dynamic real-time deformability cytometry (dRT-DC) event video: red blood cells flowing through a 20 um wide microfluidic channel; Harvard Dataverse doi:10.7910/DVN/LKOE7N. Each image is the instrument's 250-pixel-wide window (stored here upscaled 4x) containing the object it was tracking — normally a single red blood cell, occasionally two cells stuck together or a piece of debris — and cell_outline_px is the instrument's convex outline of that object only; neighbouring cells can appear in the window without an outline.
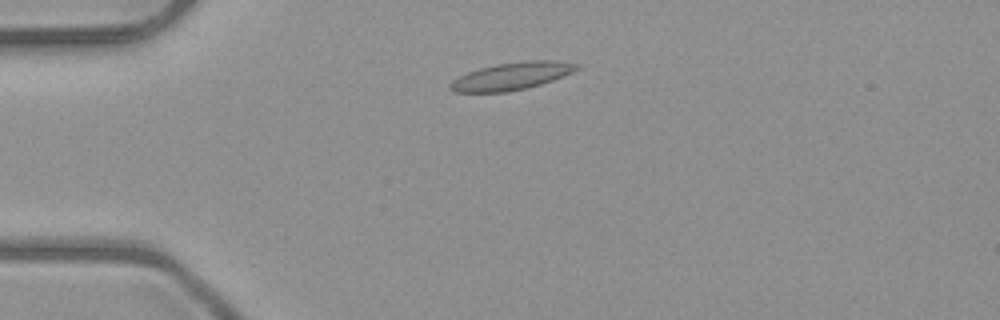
{"species": "common noctule bat (a hibernating species)", "species_latin": "Nyctalus noctula", "temperature_condition": "room temperature", "stored_images_in_passage": 46, "camera_frame_rate_fps": 3000, "um_per_image_px": 0.085, "animal": {"sex": "male", "body_mass_g": 23.1, "forearm_length_mm": 52.7}, "frame": {"image": 1, "passage_image": 7, "time_ms": 2.0, "image_size_px": [1000, 320], "cell_outline_px": [[580, 68], [572, 72], [552, 80], [528, 88], [508, 92], [452, 92], [448, 88], [448, 84], [452, 80], [468, 72], [480, 68], [496, 64], [528, 60], [556, 60], [580, 64]], "centroid_in_image_um": [43.48, 6.47], "position_along_channel_um": 41.5, "area_um2": 20.35}}
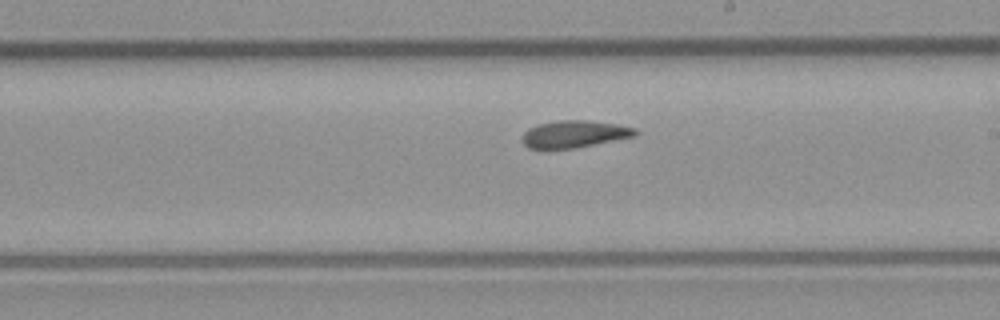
{"frame": {"image": 2, "passage_image": 24, "time_ms": 7.667, "image_size_px": [1000, 320], "cell_outline_px": [[636, 136], [572, 148], [528, 148], [524, 144], [524, 132], [528, 128], [536, 124], [556, 120], [588, 120], [616, 124], [636, 128]], "centroid_in_image_um": [48.81, 11.37], "position_along_channel_um": 240.2, "area_um2": 17.63}}
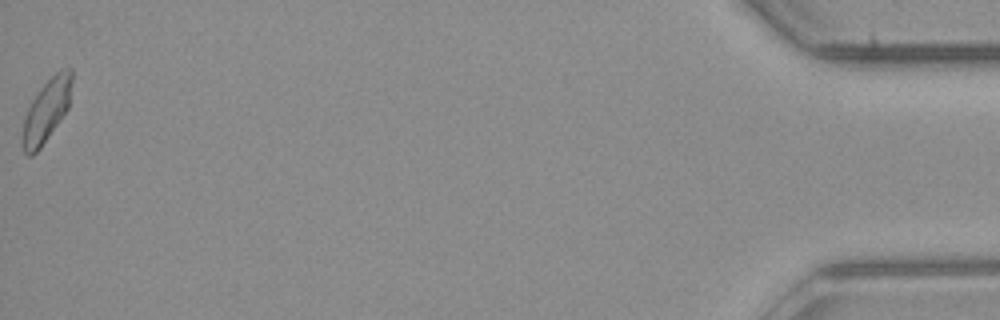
{"frame": {"image": 3, "passage_image": 46, "time_ms": 15.0, "image_size_px": [1000, 320], "cell_outline_px": [[72, 80], [68, 108], [40, 148], [32, 156], [28, 156], [24, 152], [20, 144], [20, 140], [24, 116], [32, 100], [40, 88], [60, 68], [72, 68]], "centroid_in_image_um": [3.91, 9.42], "position_along_channel_um": 431.3, "area_um2": 18.09}, "authors_computed_cell_mechanics": {"area_um2": 18.1492, "velocity_mm_per_s": 4.006, "shape_relaxation_time_tau1_ms": null, "shape_relaxation_time_tau2_ms": 3.6549, "deformation_change_tau1": null, "deformation_change_tau2": 0.1103}}